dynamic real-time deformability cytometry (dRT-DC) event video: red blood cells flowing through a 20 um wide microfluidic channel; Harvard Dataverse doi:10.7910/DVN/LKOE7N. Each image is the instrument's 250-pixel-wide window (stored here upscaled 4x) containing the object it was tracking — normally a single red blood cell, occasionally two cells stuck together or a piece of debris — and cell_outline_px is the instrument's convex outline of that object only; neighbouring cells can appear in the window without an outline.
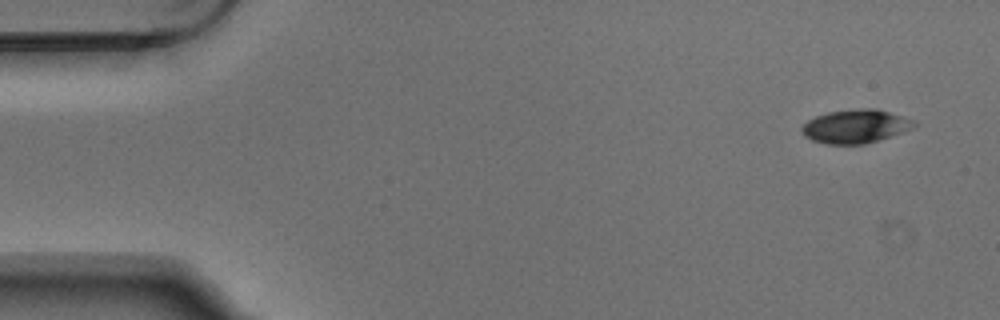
{"species": "Egyptian fruit bat (a non-hibernating species)", "species_latin": "Rousettus aegyptiacus", "temperature_condition": "warm", "stored_images_in_passage": 4, "camera_frame_rate_fps": 3000, "um_per_image_px": 0.085, "animal": {"sex": "male"}, "frame": {"image": 1, "passage_image": 1, "time_ms": 0.0, "image_size_px": [1000, 320], "cell_outline_px": [[920, 124], [904, 132], [880, 140], [864, 144], [824, 144], [812, 140], [804, 136], [800, 128], [808, 120], [816, 116], [828, 112], [860, 108], [876, 108], [916, 120]], "centroid_in_image_um": [72.76, 10.74], "position_along_channel_um": 12.2, "area_um2": 22.25}}
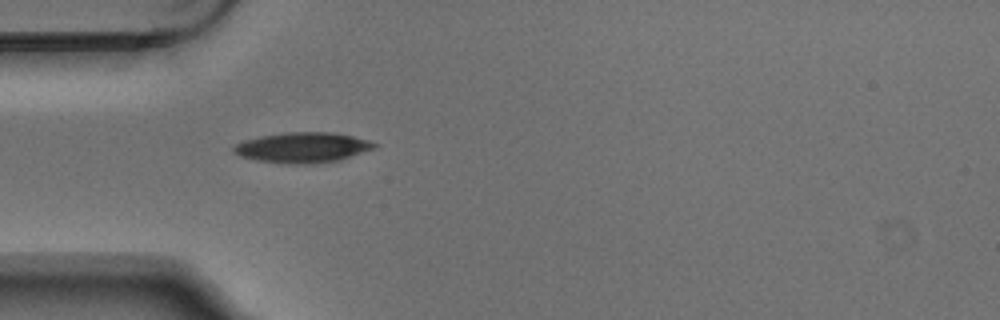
{"frame": {"image": 2, "passage_image": 4, "time_ms": 1.0, "image_size_px": [1000, 320], "cell_outline_px": [[376, 148], [340, 160], [312, 164], [280, 164], [256, 160], [240, 156], [232, 152], [232, 148], [236, 144], [244, 140], [264, 136], [292, 132], [328, 132], [352, 136], [368, 140], [376, 144]], "centroid_in_image_um": [25.71, 12.56], "position_along_channel_um": 59.3, "area_um2": 24.8}}